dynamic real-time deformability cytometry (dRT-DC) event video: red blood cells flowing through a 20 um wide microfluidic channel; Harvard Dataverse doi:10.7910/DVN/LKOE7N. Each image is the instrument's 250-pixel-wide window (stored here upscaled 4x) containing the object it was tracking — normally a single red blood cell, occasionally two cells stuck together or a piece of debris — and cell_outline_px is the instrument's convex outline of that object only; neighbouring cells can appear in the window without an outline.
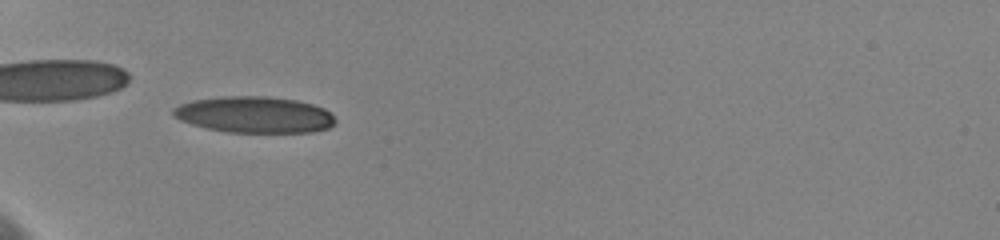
{"species": "human", "species_latin": "Homo sapiens", "temperature_condition": "cold", "stored_images_in_passage": 24, "camera_frame_rate_fps": 3000, "um_per_image_px": 0.085, "donor": {"sex": "female"}, "frame": {"image": 1, "passage_image": 14, "time_ms": 6.333, "image_size_px": [1000, 240], "cell_outline_px": [[336, 120], [328, 128], [312, 132], [228, 132], [208, 128], [192, 124], [180, 120], [172, 116], [172, 108], [180, 104], [192, 100], [220, 96], [268, 96], [296, 100], [312, 104], [324, 108]], "centroid_in_image_um": [21.59, 9.74], "position_along_channel_um": 63.4, "area_um2": 34.28}}